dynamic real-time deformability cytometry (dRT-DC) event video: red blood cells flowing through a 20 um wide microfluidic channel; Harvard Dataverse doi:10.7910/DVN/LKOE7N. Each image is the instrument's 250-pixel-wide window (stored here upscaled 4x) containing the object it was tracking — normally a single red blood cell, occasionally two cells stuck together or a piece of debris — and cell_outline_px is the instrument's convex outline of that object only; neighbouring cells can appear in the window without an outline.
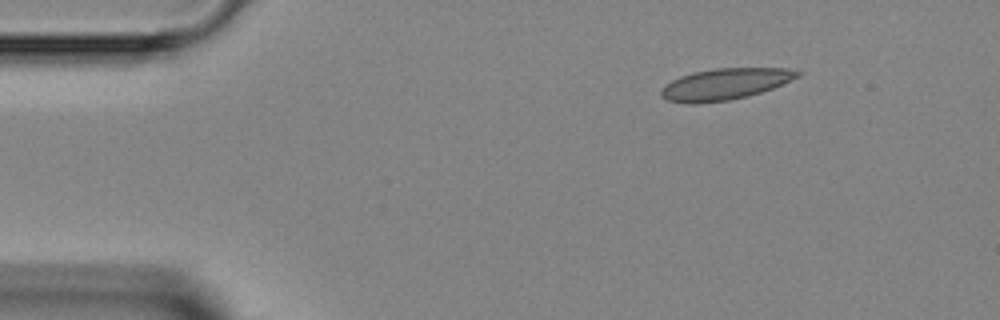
{"species": "Egyptian fruit bat (a non-hibernating species)", "species_latin": "Rousettus aegyptiacus", "temperature_condition": "room temperature", "stored_images_in_passage": 15, "camera_frame_rate_fps": 3000, "um_per_image_px": 0.085, "animal": {"sex": "female"}, "frame": {"image": 1, "passage_image": 1, "time_ms": 0.0, "image_size_px": [1000, 320], "cell_outline_px": [[804, 72], [800, 76], [772, 88], [748, 96], [728, 100], [696, 104], [688, 104], [668, 100], [660, 96], [660, 88], [664, 84], [680, 76], [692, 72], [716, 68], [788, 68]], "centroid_in_image_um": [61.59, 7.14], "position_along_channel_um": 23.4, "area_um2": 25.09}}
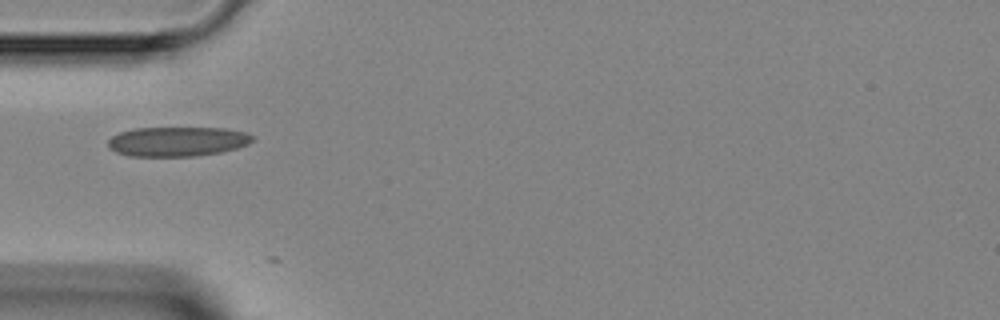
{"frame": {"image": 2, "passage_image": 9, "time_ms": 2.667, "image_size_px": [1000, 320], "cell_outline_px": [[256, 136], [248, 144], [236, 148], [220, 152], [196, 156], [128, 156], [116, 152], [108, 148], [108, 140], [112, 136], [120, 132], [136, 128], [224, 128], [244, 132]], "centroid_in_image_um": [15.06, 12.03], "position_along_channel_um": 69.9, "area_um2": 24.91}}